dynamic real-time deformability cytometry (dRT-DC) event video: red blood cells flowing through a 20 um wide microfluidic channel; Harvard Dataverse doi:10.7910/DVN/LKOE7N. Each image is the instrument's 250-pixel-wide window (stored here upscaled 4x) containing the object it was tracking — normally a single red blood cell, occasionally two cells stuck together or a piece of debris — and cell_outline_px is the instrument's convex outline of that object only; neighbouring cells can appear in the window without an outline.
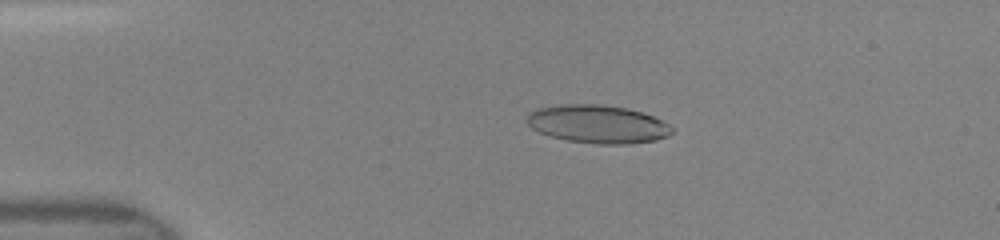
{"species": "human", "species_latin": "Homo sapiens", "temperature_condition": "room temperature", "stored_images_in_passage": 41, "camera_frame_rate_fps": 3000, "um_per_image_px": 0.085, "donor": {"sex": "female"}, "frame": {"image": 1, "passage_image": 4, "time_ms": 1.0, "image_size_px": [1000, 240], "cell_outline_px": [[672, 132], [668, 136], [656, 140], [628, 144], [600, 144], [568, 140], [552, 136], [540, 132], [532, 128], [528, 124], [528, 112], [536, 108], [560, 104], [600, 104], [628, 108], [652, 116], [668, 124], [672, 128]], "centroid_in_image_um": [50.79, 10.54], "position_along_channel_um": 34.2, "area_um2": 32.08}}
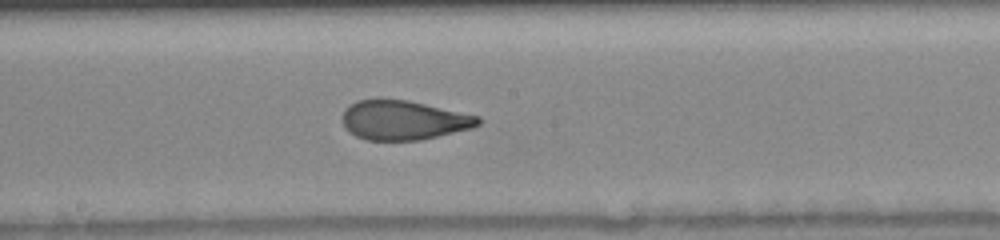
{"frame": {"image": 2, "passage_image": 20, "time_ms": 6.333, "image_size_px": [1000, 240], "cell_outline_px": [[480, 124], [472, 128], [420, 140], [368, 140], [356, 136], [348, 132], [344, 124], [344, 108], [356, 100], [376, 96], [380, 96], [408, 100], [480, 116]], "centroid_in_image_um": [34.26, 10.17], "position_along_channel_um": 213.9, "area_um2": 31.67}}
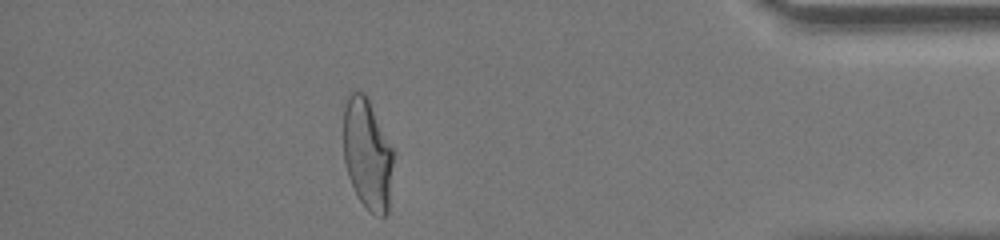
{"frame": {"image": 3, "passage_image": 36, "time_ms": 11.667, "image_size_px": [1000, 240], "cell_outline_px": [[396, 152], [388, 212], [384, 216], [380, 216], [372, 212], [360, 200], [348, 176], [344, 160], [344, 108], [348, 92], [364, 92], [368, 96]], "centroid_in_image_um": [31.28, 13.04], "position_along_channel_um": 403.9, "area_um2": 33.0}}